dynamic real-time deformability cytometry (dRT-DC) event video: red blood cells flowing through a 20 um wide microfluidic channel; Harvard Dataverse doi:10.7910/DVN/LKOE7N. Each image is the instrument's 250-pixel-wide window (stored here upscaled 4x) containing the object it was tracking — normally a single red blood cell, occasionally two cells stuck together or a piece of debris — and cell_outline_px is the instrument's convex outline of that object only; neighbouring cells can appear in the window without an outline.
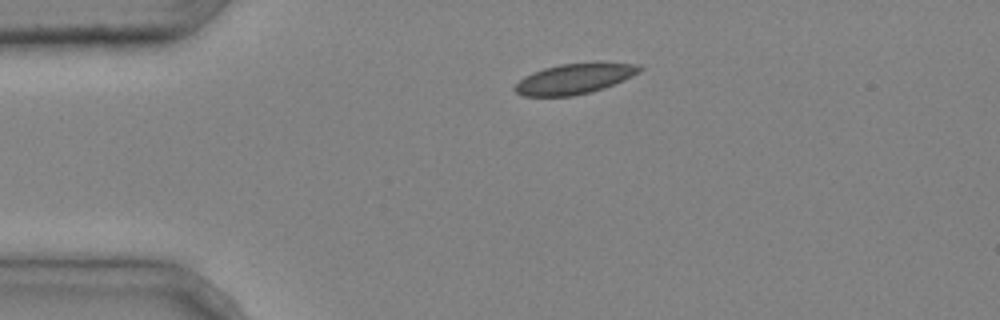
{"species": "common noctule bat (a hibernating species)", "species_latin": "Nyctalus noctula", "temperature_condition": "cold", "stored_images_in_passage": 3, "camera_frame_rate_fps": 3000, "um_per_image_px": 0.085, "animal": {"sex": "male", "body_mass_g": 20.4}, "frame": {"image": 1, "passage_image": 1, "time_ms": 0.0, "image_size_px": [1000, 320], "cell_outline_px": [[644, 68], [640, 72], [624, 80], [604, 88], [572, 96], [524, 96], [516, 92], [512, 88], [524, 76], [532, 72], [544, 68], [560, 64], [596, 60], [640, 64]], "centroid_in_image_um": [48.89, 6.65], "position_along_channel_um": 36.1, "area_um2": 22.72}}